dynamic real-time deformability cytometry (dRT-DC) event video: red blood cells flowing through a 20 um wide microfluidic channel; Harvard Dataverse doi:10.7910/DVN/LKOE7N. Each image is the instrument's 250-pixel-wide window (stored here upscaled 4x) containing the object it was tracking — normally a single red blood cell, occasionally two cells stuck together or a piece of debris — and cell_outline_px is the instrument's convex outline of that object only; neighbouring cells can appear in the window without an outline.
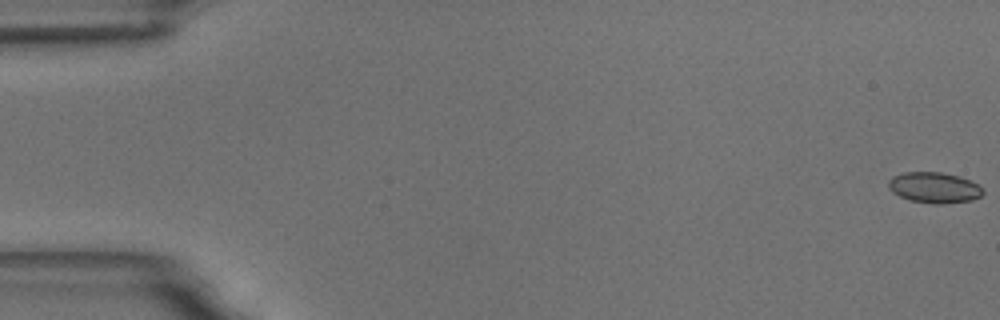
{"species": "common noctule bat (a hibernating species)", "species_latin": "Nyctalus noctula", "temperature_condition": "room temperature", "stored_images_in_passage": 58, "camera_frame_rate_fps": 3000, "um_per_image_px": 0.085, "animal": {"sex": "male", "body_mass_g": 18.8}, "frame": {"image": 1, "passage_image": 1, "time_ms": 0.0, "image_size_px": [1000, 320], "cell_outline_px": [[984, 192], [980, 196], [972, 200], [940, 204], [932, 204], [912, 200], [900, 196], [892, 192], [888, 188], [888, 180], [892, 176], [904, 172], [940, 172], [960, 176], [980, 184]], "centroid_in_image_um": [79.42, 15.93], "position_along_channel_um": 5.6, "area_um2": 17.05}}
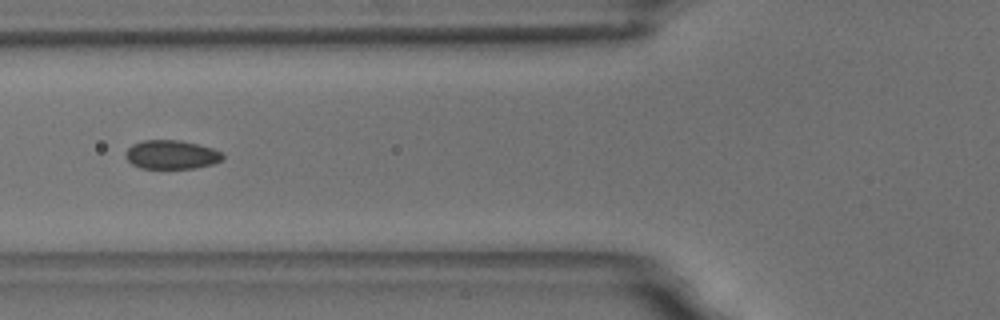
{"frame": {"image": 2, "passage_image": 23, "time_ms": 7.333, "image_size_px": [1000, 320], "cell_outline_px": [[224, 156], [220, 160], [212, 164], [196, 168], [140, 168], [132, 164], [124, 156], [124, 152], [132, 144], [144, 140], [180, 140], [212, 148], [220, 152]], "centroid_in_image_um": [14.52, 13.14], "position_along_channel_um": 111.3, "area_um2": 16.24}}
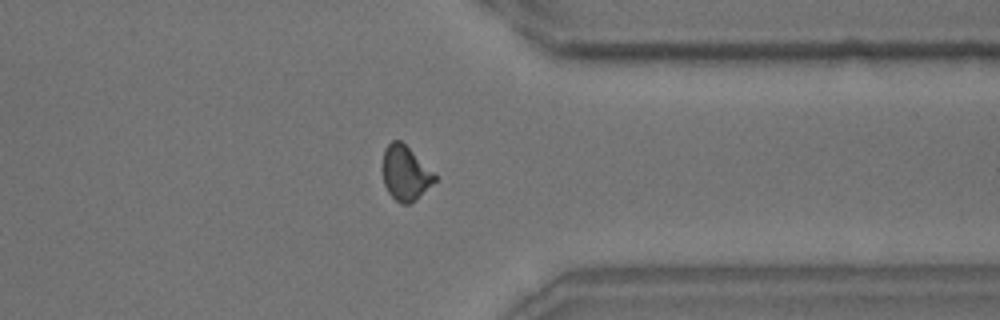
{"frame": {"image": 3, "passage_image": 46, "time_ms": 15.0, "image_size_px": [1000, 320], "cell_outline_px": [[436, 180], [408, 204], [400, 204], [388, 192], [384, 184], [384, 148], [392, 140], [400, 140], [436, 176]], "centroid_in_image_um": [34.42, 14.71], "position_along_channel_um": 377.0, "area_um2": 15.72}, "authors_computed_cell_mechanics": {"area_um2": 16.6464, "velocity_mm_per_s": 3.5278, "shape_relaxation_time_tau1_ms": 7.3626, "shape_relaxation_time_tau2_ms": 1.4351, "deformation_change_tau1": 0.1151, "deformation_change_tau2": 0.0555}}